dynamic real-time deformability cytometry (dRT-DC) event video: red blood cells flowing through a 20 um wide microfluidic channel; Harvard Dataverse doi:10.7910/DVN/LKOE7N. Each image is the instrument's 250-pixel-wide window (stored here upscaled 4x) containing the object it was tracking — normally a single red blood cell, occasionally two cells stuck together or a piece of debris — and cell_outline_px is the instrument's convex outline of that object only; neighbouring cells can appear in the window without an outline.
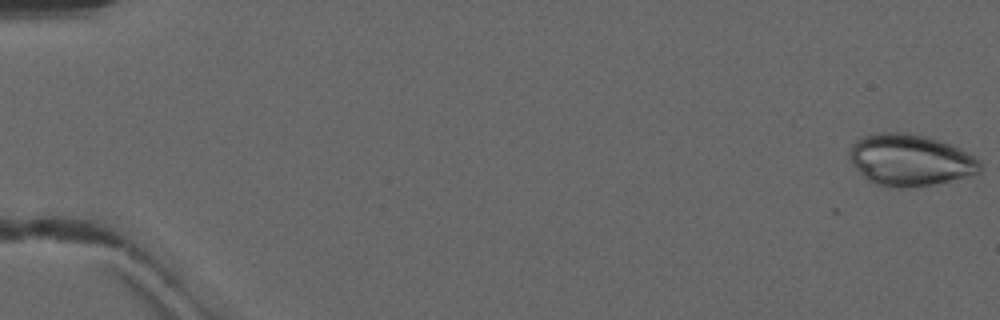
{"species": "common noctule bat (a hibernating species)", "species_latin": "Nyctalus noctula", "temperature_condition": "warm", "stored_images_in_passage": 32, "camera_frame_rate_fps": 3000, "um_per_image_px": 0.085, "animal": {"sex": "male", "forearm_length_mm": 52.5}, "frame": {"image": 1, "passage_image": 1, "time_ms": 0.0, "image_size_px": [1000, 320], "cell_outline_px": [[980, 172], [932, 184], [900, 188], [888, 188], [876, 184], [868, 180], [852, 164], [848, 152], [852, 144], [856, 140], [864, 136], [880, 132], [908, 132], [924, 136], [960, 148], [972, 156], [980, 164]], "centroid_in_image_um": [77.28, 13.6], "position_along_channel_um": 7.7, "area_um2": 38.73}}
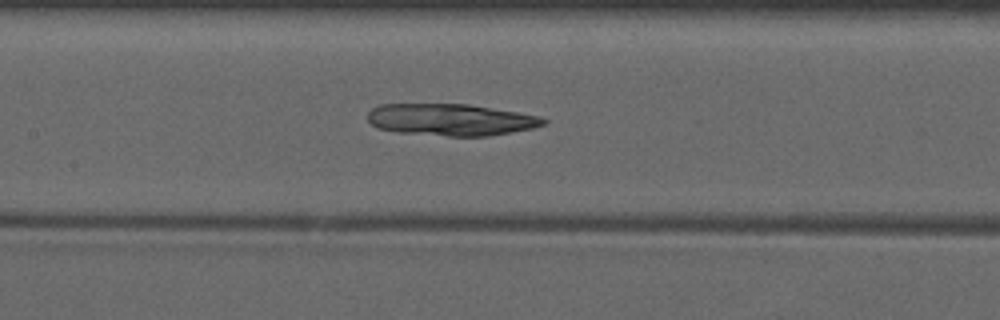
{"frame": {"image": 2, "passage_image": 25, "time_ms": 8.0, "image_size_px": [1000, 320], "cell_outline_px": [[548, 120], [544, 124], [532, 128], [488, 136], [448, 136], [396, 132], [376, 128], [368, 120], [368, 112], [372, 108], [380, 104], [468, 104], [540, 116]], "centroid_in_image_um": [38.28, 10.17], "position_along_channel_um": 169.1, "area_um2": 32.54}}
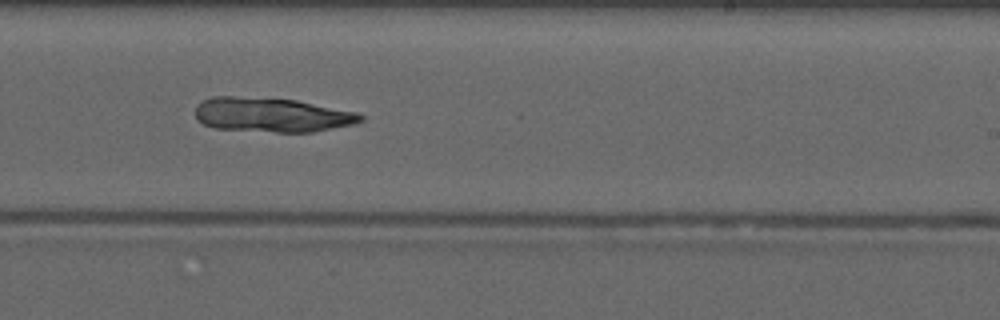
{"frame": {"image": 3, "passage_image": 32, "time_ms": 10.333, "image_size_px": [1000, 320], "cell_outline_px": [[364, 120], [352, 124], [312, 132], [276, 132], [212, 128], [196, 120], [196, 104], [200, 100], [212, 96], [232, 96], [296, 100], [360, 112], [364, 116]], "centroid_in_image_um": [23.08, 9.76], "position_along_channel_um": 265.9, "area_um2": 33.41}}